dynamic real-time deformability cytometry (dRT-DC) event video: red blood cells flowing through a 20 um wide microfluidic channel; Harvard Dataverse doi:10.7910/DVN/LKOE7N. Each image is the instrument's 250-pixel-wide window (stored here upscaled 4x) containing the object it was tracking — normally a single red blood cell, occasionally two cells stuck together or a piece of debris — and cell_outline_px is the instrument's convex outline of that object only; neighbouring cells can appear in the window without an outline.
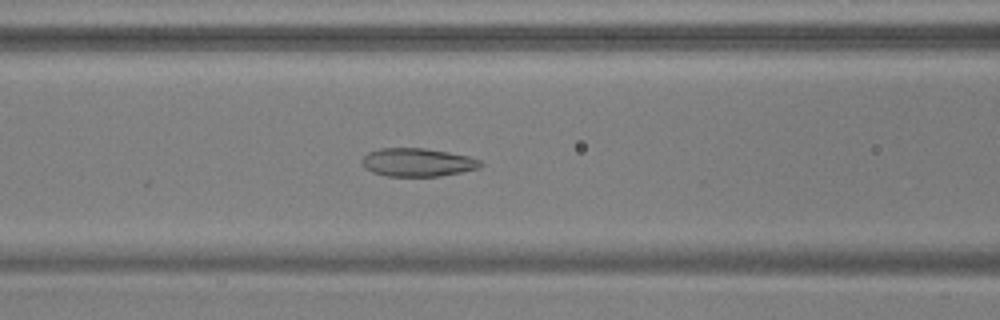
{"species": "common noctule bat (a hibernating species)", "species_latin": "Nyctalus noctula", "temperature_condition": "warm", "stored_images_in_passage": 27, "camera_frame_rate_fps": 3000, "um_per_image_px": 0.085, "animal": {"sex": "male", "body_mass_g": 17.9, "forearm_length_mm": 54.2}, "frame": {"image": 1, "passage_image": 22, "time_ms": 7.0, "image_size_px": [1000, 320], "cell_outline_px": [[484, 164], [480, 168], [440, 176], [388, 176], [372, 172], [364, 168], [360, 160], [368, 152], [380, 148], [424, 148], [448, 152], [468, 156], [480, 160]], "centroid_in_image_um": [35.47, 13.8], "position_along_channel_um": 131.1, "area_um2": 19.59}}
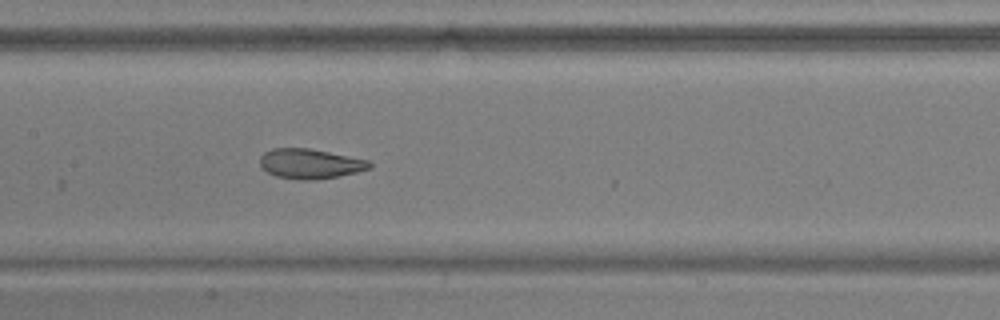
{"frame": {"image": 2, "passage_image": 26, "time_ms": 8.333, "image_size_px": [1000, 320], "cell_outline_px": [[372, 168], [340, 176], [312, 180], [300, 180], [276, 176], [260, 168], [260, 156], [264, 152], [272, 148], [308, 148], [368, 160], [372, 164]], "centroid_in_image_um": [26.33, 13.92], "position_along_channel_um": 181.1, "area_um2": 19.07}}